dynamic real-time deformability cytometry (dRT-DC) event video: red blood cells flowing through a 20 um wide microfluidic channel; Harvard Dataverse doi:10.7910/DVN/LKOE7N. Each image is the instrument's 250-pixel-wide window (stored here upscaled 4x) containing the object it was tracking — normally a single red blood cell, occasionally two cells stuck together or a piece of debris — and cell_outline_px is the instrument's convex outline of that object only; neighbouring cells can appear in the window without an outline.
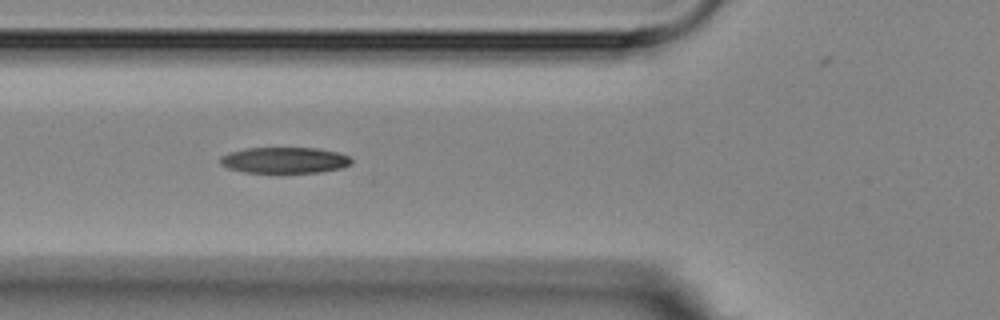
{"species": "Egyptian fruit bat (a non-hibernating species)", "species_latin": "Rousettus aegyptiacus", "temperature_condition": "room temperature", "stored_images_in_passage": 11, "camera_frame_rate_fps": 3000, "um_per_image_px": 0.085, "animal": {"sex": "female"}, "frame": {"image": 1, "passage_image": 3, "time_ms": 2.0, "image_size_px": [1000, 320], "cell_outline_px": [[352, 160], [348, 164], [340, 168], [320, 172], [244, 172], [228, 168], [220, 164], [220, 156], [228, 152], [248, 148], [316, 148], [336, 152], [348, 156]], "centroid_in_image_um": [24.13, 13.61], "position_along_channel_um": 101.7, "area_um2": 19.65}}
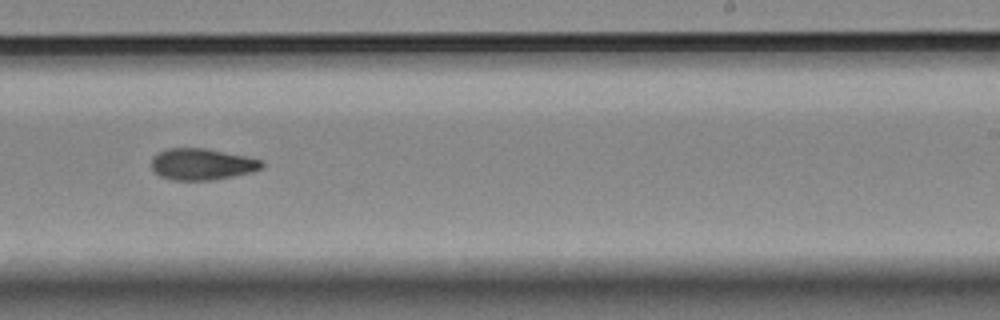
{"frame": {"image": 2, "passage_image": 7, "time_ms": 6.667, "image_size_px": [1000, 320], "cell_outline_px": [[264, 164], [260, 168], [252, 172], [212, 180], [176, 180], [160, 176], [152, 168], [152, 156], [156, 152], [168, 148], [204, 148], [244, 156], [260, 160]], "centroid_in_image_um": [17.12, 13.95], "position_along_channel_um": 271.9, "area_um2": 20.0}}
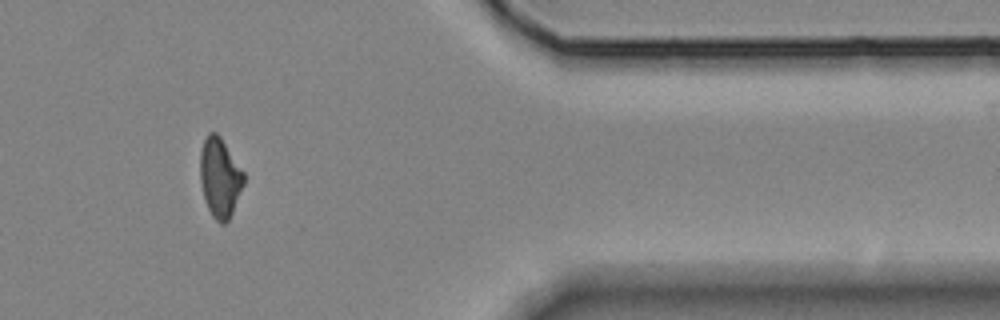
{"frame": {"image": 3, "passage_image": 10, "time_ms": 10.667, "image_size_px": [1000, 320], "cell_outline_px": [[244, 184], [232, 212], [228, 220], [224, 224], [220, 224], [212, 216], [204, 200], [200, 180], [200, 152], [204, 140], [208, 132], [216, 132], [220, 136], [244, 172]], "centroid_in_image_um": [18.68, 15.09], "position_along_channel_um": 392.7, "area_um2": 20.17}, "authors_computed_cell_mechanics": {"area_um2": 20.1722, "velocity_mm_per_s": 3.6509, "shape_relaxation_time_tau1_ms": 4.1971, "shape_relaxation_time_tau2_ms": 7.5229, "deformation_change_tau1": 0.1441, "deformation_change_tau2": 0.1704}}